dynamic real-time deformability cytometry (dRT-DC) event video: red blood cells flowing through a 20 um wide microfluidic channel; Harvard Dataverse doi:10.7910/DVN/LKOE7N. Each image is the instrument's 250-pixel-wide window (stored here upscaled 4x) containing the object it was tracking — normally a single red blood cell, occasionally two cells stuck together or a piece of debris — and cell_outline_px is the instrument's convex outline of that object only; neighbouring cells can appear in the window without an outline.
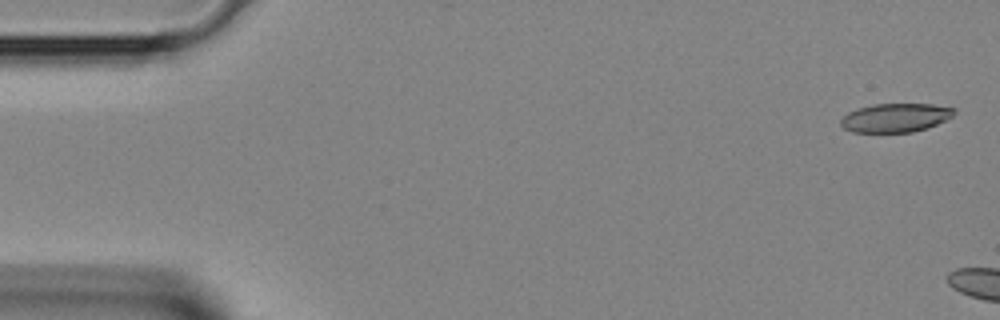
{"species": "Egyptian fruit bat (a non-hibernating species)", "species_latin": "Rousettus aegyptiacus", "temperature_condition": "room temperature", "stored_images_in_passage": 5, "camera_frame_rate_fps": 3000, "um_per_image_px": 0.085, "animal": {"sex": "female"}, "frame": {"image": 1, "passage_image": 1, "time_ms": 0.0, "image_size_px": [1000, 320], "cell_outline_px": [[956, 112], [952, 116], [928, 128], [912, 132], [852, 132], [844, 128], [840, 124], [840, 120], [848, 112], [856, 108], [872, 104], [932, 104], [956, 108]], "centroid_in_image_um": [76.1, 10.0], "position_along_channel_um": 8.9, "area_um2": 19.07}}